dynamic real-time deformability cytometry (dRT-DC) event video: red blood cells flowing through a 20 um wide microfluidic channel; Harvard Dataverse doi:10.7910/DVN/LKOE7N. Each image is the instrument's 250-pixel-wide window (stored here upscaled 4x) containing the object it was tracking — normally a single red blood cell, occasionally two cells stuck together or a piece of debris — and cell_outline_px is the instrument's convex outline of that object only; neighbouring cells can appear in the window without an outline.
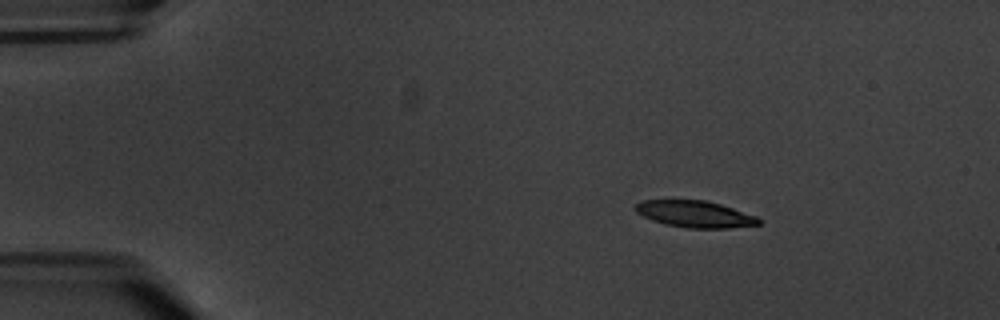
{"species": "common noctule bat (a hibernating species)", "species_latin": "Nyctalus noctula", "temperature_condition": "warm", "stored_images_in_passage": 5, "camera_frame_rate_fps": 3000, "um_per_image_px": 0.085, "animal": {"sex": "male", "body_mass_g": 20.1, "forearm_length_mm": 53.5}, "frame": {"image": 1, "passage_image": 2, "time_ms": 1.333, "image_size_px": [1000, 320], "cell_outline_px": [[764, 220], [760, 224], [728, 228], [684, 228], [664, 224], [652, 220], [636, 212], [632, 208], [636, 204], [644, 200], [704, 200], [720, 204], [756, 216]], "centroid_in_image_um": [59.06, 18.2], "position_along_channel_um": 25.9, "area_um2": 19.19}}